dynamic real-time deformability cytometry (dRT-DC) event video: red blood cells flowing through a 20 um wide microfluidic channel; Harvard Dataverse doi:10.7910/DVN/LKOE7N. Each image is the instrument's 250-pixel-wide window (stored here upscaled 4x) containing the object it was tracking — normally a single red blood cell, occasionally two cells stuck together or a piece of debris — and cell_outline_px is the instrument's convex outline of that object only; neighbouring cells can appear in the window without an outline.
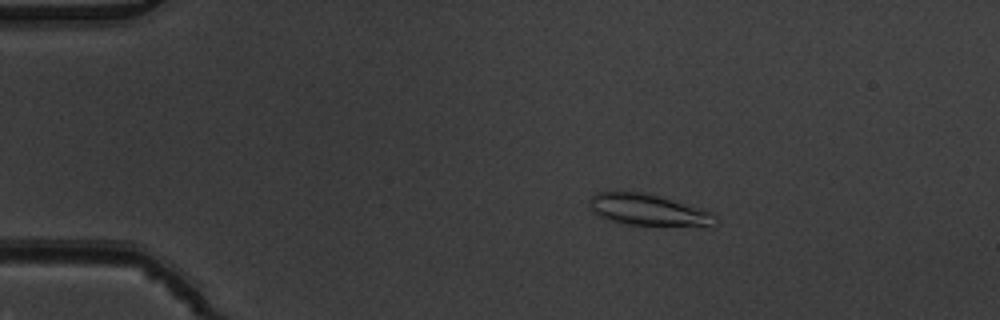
{"species": "common noctule bat (a hibernating species)", "species_latin": "Nyctalus noctula", "temperature_condition": "warm", "stored_images_in_passage": 3, "camera_frame_rate_fps": 3000, "um_per_image_px": 0.085, "animal": {"sex": "male", "body_mass_g": 19.5, "forearm_length_mm": 54.6}, "frame": {"image": 1, "passage_image": 2, "time_ms": 0.333, "image_size_px": [1000, 320], "cell_outline_px": [[712, 228], [700, 228], [628, 224], [596, 216], [588, 208], [592, 196], [596, 192], [644, 192], [660, 196], [700, 208], [712, 212]], "centroid_in_image_um": [55.11, 17.87], "position_along_channel_um": 29.9, "area_um2": 23.41}}